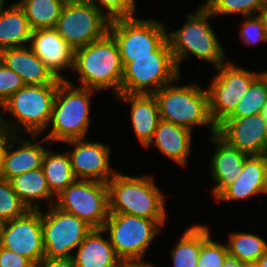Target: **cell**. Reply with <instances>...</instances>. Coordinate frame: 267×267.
<instances>
[{"label":"cell","instance_id":"obj_38","mask_svg":"<svg viewBox=\"0 0 267 267\" xmlns=\"http://www.w3.org/2000/svg\"><path fill=\"white\" fill-rule=\"evenodd\" d=\"M0 267H34V264L28 258L0 245Z\"/></svg>","mask_w":267,"mask_h":267},{"label":"cell","instance_id":"obj_15","mask_svg":"<svg viewBox=\"0 0 267 267\" xmlns=\"http://www.w3.org/2000/svg\"><path fill=\"white\" fill-rule=\"evenodd\" d=\"M84 139H73L64 143L74 148L67 151L76 179L107 183L118 171L110 166V145Z\"/></svg>","mask_w":267,"mask_h":267},{"label":"cell","instance_id":"obj_29","mask_svg":"<svg viewBox=\"0 0 267 267\" xmlns=\"http://www.w3.org/2000/svg\"><path fill=\"white\" fill-rule=\"evenodd\" d=\"M32 30L55 28L64 2L62 0H19Z\"/></svg>","mask_w":267,"mask_h":267},{"label":"cell","instance_id":"obj_24","mask_svg":"<svg viewBox=\"0 0 267 267\" xmlns=\"http://www.w3.org/2000/svg\"><path fill=\"white\" fill-rule=\"evenodd\" d=\"M102 228H93L77 248L71 261L73 267H117L122 261Z\"/></svg>","mask_w":267,"mask_h":267},{"label":"cell","instance_id":"obj_21","mask_svg":"<svg viewBox=\"0 0 267 267\" xmlns=\"http://www.w3.org/2000/svg\"><path fill=\"white\" fill-rule=\"evenodd\" d=\"M210 137V141L217 145L210 164L211 177L216 185L212 192L216 198L240 174L250 155L230 146L217 133Z\"/></svg>","mask_w":267,"mask_h":267},{"label":"cell","instance_id":"obj_2","mask_svg":"<svg viewBox=\"0 0 267 267\" xmlns=\"http://www.w3.org/2000/svg\"><path fill=\"white\" fill-rule=\"evenodd\" d=\"M96 91L76 86L68 79L59 83L49 121L51 131L45 137L47 145L85 138L90 127L91 96Z\"/></svg>","mask_w":267,"mask_h":267},{"label":"cell","instance_id":"obj_16","mask_svg":"<svg viewBox=\"0 0 267 267\" xmlns=\"http://www.w3.org/2000/svg\"><path fill=\"white\" fill-rule=\"evenodd\" d=\"M217 134L248 155L267 154V123L261 114L226 118L217 126Z\"/></svg>","mask_w":267,"mask_h":267},{"label":"cell","instance_id":"obj_27","mask_svg":"<svg viewBox=\"0 0 267 267\" xmlns=\"http://www.w3.org/2000/svg\"><path fill=\"white\" fill-rule=\"evenodd\" d=\"M211 236L208 225L195 224L186 228L180 240L171 250L174 267H196L201 245Z\"/></svg>","mask_w":267,"mask_h":267},{"label":"cell","instance_id":"obj_13","mask_svg":"<svg viewBox=\"0 0 267 267\" xmlns=\"http://www.w3.org/2000/svg\"><path fill=\"white\" fill-rule=\"evenodd\" d=\"M109 23L91 2L65 3L54 29L75 50L102 38Z\"/></svg>","mask_w":267,"mask_h":267},{"label":"cell","instance_id":"obj_45","mask_svg":"<svg viewBox=\"0 0 267 267\" xmlns=\"http://www.w3.org/2000/svg\"><path fill=\"white\" fill-rule=\"evenodd\" d=\"M64 3L90 2V0H62Z\"/></svg>","mask_w":267,"mask_h":267},{"label":"cell","instance_id":"obj_17","mask_svg":"<svg viewBox=\"0 0 267 267\" xmlns=\"http://www.w3.org/2000/svg\"><path fill=\"white\" fill-rule=\"evenodd\" d=\"M29 46L56 78L67 79L61 72L73 70L74 49L54 28L33 30Z\"/></svg>","mask_w":267,"mask_h":267},{"label":"cell","instance_id":"obj_30","mask_svg":"<svg viewBox=\"0 0 267 267\" xmlns=\"http://www.w3.org/2000/svg\"><path fill=\"white\" fill-rule=\"evenodd\" d=\"M228 254L245 263H255L267 250V242L260 236L247 232H232L226 243Z\"/></svg>","mask_w":267,"mask_h":267},{"label":"cell","instance_id":"obj_23","mask_svg":"<svg viewBox=\"0 0 267 267\" xmlns=\"http://www.w3.org/2000/svg\"><path fill=\"white\" fill-rule=\"evenodd\" d=\"M158 150L178 165L186 166L192 147V131L186 127L160 120L152 141Z\"/></svg>","mask_w":267,"mask_h":267},{"label":"cell","instance_id":"obj_43","mask_svg":"<svg viewBox=\"0 0 267 267\" xmlns=\"http://www.w3.org/2000/svg\"><path fill=\"white\" fill-rule=\"evenodd\" d=\"M257 267H267V250L255 262Z\"/></svg>","mask_w":267,"mask_h":267},{"label":"cell","instance_id":"obj_34","mask_svg":"<svg viewBox=\"0 0 267 267\" xmlns=\"http://www.w3.org/2000/svg\"><path fill=\"white\" fill-rule=\"evenodd\" d=\"M109 20L133 17L136 14L135 0H90Z\"/></svg>","mask_w":267,"mask_h":267},{"label":"cell","instance_id":"obj_18","mask_svg":"<svg viewBox=\"0 0 267 267\" xmlns=\"http://www.w3.org/2000/svg\"><path fill=\"white\" fill-rule=\"evenodd\" d=\"M19 135H14L5 149L0 166L1 178L10 180L14 176L42 167L47 149L41 143L48 140L43 138L42 141L36 142L37 135H32L33 141H28L21 139ZM16 145L18 147L14 148Z\"/></svg>","mask_w":267,"mask_h":267},{"label":"cell","instance_id":"obj_10","mask_svg":"<svg viewBox=\"0 0 267 267\" xmlns=\"http://www.w3.org/2000/svg\"><path fill=\"white\" fill-rule=\"evenodd\" d=\"M93 229L75 215L60 210L55 205L42 211V231L45 259L71 260L84 238Z\"/></svg>","mask_w":267,"mask_h":267},{"label":"cell","instance_id":"obj_25","mask_svg":"<svg viewBox=\"0 0 267 267\" xmlns=\"http://www.w3.org/2000/svg\"><path fill=\"white\" fill-rule=\"evenodd\" d=\"M5 0H0V49L26 46L30 43L32 29L18 3L4 8Z\"/></svg>","mask_w":267,"mask_h":267},{"label":"cell","instance_id":"obj_46","mask_svg":"<svg viewBox=\"0 0 267 267\" xmlns=\"http://www.w3.org/2000/svg\"><path fill=\"white\" fill-rule=\"evenodd\" d=\"M261 14H262V16L264 17V19L266 21V29H267V6L263 9Z\"/></svg>","mask_w":267,"mask_h":267},{"label":"cell","instance_id":"obj_19","mask_svg":"<svg viewBox=\"0 0 267 267\" xmlns=\"http://www.w3.org/2000/svg\"><path fill=\"white\" fill-rule=\"evenodd\" d=\"M267 188V155H250L235 180L217 197V201L230 202L265 194Z\"/></svg>","mask_w":267,"mask_h":267},{"label":"cell","instance_id":"obj_35","mask_svg":"<svg viewBox=\"0 0 267 267\" xmlns=\"http://www.w3.org/2000/svg\"><path fill=\"white\" fill-rule=\"evenodd\" d=\"M228 255L227 245L209 237L202 245L196 267H222Z\"/></svg>","mask_w":267,"mask_h":267},{"label":"cell","instance_id":"obj_11","mask_svg":"<svg viewBox=\"0 0 267 267\" xmlns=\"http://www.w3.org/2000/svg\"><path fill=\"white\" fill-rule=\"evenodd\" d=\"M208 92L209 114L216 125L222 123L235 109L251 84L264 72H252L234 63L225 62L216 68Z\"/></svg>","mask_w":267,"mask_h":267},{"label":"cell","instance_id":"obj_1","mask_svg":"<svg viewBox=\"0 0 267 267\" xmlns=\"http://www.w3.org/2000/svg\"><path fill=\"white\" fill-rule=\"evenodd\" d=\"M73 70L79 74V86L97 91L112 88L114 96L120 94L123 65L117 43L109 32L74 50Z\"/></svg>","mask_w":267,"mask_h":267},{"label":"cell","instance_id":"obj_41","mask_svg":"<svg viewBox=\"0 0 267 267\" xmlns=\"http://www.w3.org/2000/svg\"><path fill=\"white\" fill-rule=\"evenodd\" d=\"M117 267H154L152 263L143 261H121Z\"/></svg>","mask_w":267,"mask_h":267},{"label":"cell","instance_id":"obj_12","mask_svg":"<svg viewBox=\"0 0 267 267\" xmlns=\"http://www.w3.org/2000/svg\"><path fill=\"white\" fill-rule=\"evenodd\" d=\"M54 205L93 228H103L109 214L108 185L100 181L76 179L56 196Z\"/></svg>","mask_w":267,"mask_h":267},{"label":"cell","instance_id":"obj_26","mask_svg":"<svg viewBox=\"0 0 267 267\" xmlns=\"http://www.w3.org/2000/svg\"><path fill=\"white\" fill-rule=\"evenodd\" d=\"M13 191L29 210H40L39 201L48 200L54 205L56 196L50 191L44 171L41 168L27 171L10 179Z\"/></svg>","mask_w":267,"mask_h":267},{"label":"cell","instance_id":"obj_7","mask_svg":"<svg viewBox=\"0 0 267 267\" xmlns=\"http://www.w3.org/2000/svg\"><path fill=\"white\" fill-rule=\"evenodd\" d=\"M180 78L166 39L152 57L131 58V62L123 67L120 93L154 94Z\"/></svg>","mask_w":267,"mask_h":267},{"label":"cell","instance_id":"obj_14","mask_svg":"<svg viewBox=\"0 0 267 267\" xmlns=\"http://www.w3.org/2000/svg\"><path fill=\"white\" fill-rule=\"evenodd\" d=\"M0 245L28 258L34 265L44 258L42 209L4 223Z\"/></svg>","mask_w":267,"mask_h":267},{"label":"cell","instance_id":"obj_33","mask_svg":"<svg viewBox=\"0 0 267 267\" xmlns=\"http://www.w3.org/2000/svg\"><path fill=\"white\" fill-rule=\"evenodd\" d=\"M28 210L13 191L10 180L0 177V218L7 222L24 215Z\"/></svg>","mask_w":267,"mask_h":267},{"label":"cell","instance_id":"obj_47","mask_svg":"<svg viewBox=\"0 0 267 267\" xmlns=\"http://www.w3.org/2000/svg\"><path fill=\"white\" fill-rule=\"evenodd\" d=\"M244 267H257V264L253 262H248V263L244 262Z\"/></svg>","mask_w":267,"mask_h":267},{"label":"cell","instance_id":"obj_9","mask_svg":"<svg viewBox=\"0 0 267 267\" xmlns=\"http://www.w3.org/2000/svg\"><path fill=\"white\" fill-rule=\"evenodd\" d=\"M164 25V22L135 16L110 20L108 32L117 43L123 67L131 62V58L153 56L167 39Z\"/></svg>","mask_w":267,"mask_h":267},{"label":"cell","instance_id":"obj_22","mask_svg":"<svg viewBox=\"0 0 267 267\" xmlns=\"http://www.w3.org/2000/svg\"><path fill=\"white\" fill-rule=\"evenodd\" d=\"M115 98L130 105L132 129L138 141L146 148L152 141L161 120L155 96L153 94L120 93Z\"/></svg>","mask_w":267,"mask_h":267},{"label":"cell","instance_id":"obj_48","mask_svg":"<svg viewBox=\"0 0 267 267\" xmlns=\"http://www.w3.org/2000/svg\"><path fill=\"white\" fill-rule=\"evenodd\" d=\"M4 223H5V221L0 218V238H1V233L3 230Z\"/></svg>","mask_w":267,"mask_h":267},{"label":"cell","instance_id":"obj_31","mask_svg":"<svg viewBox=\"0 0 267 267\" xmlns=\"http://www.w3.org/2000/svg\"><path fill=\"white\" fill-rule=\"evenodd\" d=\"M267 103V70L251 84L241 97L234 111L227 118H242L254 114H261Z\"/></svg>","mask_w":267,"mask_h":267},{"label":"cell","instance_id":"obj_44","mask_svg":"<svg viewBox=\"0 0 267 267\" xmlns=\"http://www.w3.org/2000/svg\"><path fill=\"white\" fill-rule=\"evenodd\" d=\"M261 115L263 117V119L266 121L267 123V103L264 105L263 109H262V112H261Z\"/></svg>","mask_w":267,"mask_h":267},{"label":"cell","instance_id":"obj_36","mask_svg":"<svg viewBox=\"0 0 267 267\" xmlns=\"http://www.w3.org/2000/svg\"><path fill=\"white\" fill-rule=\"evenodd\" d=\"M243 21L242 29L240 30V37L246 44L256 45L260 41H267L266 21L262 14L246 16Z\"/></svg>","mask_w":267,"mask_h":267},{"label":"cell","instance_id":"obj_8","mask_svg":"<svg viewBox=\"0 0 267 267\" xmlns=\"http://www.w3.org/2000/svg\"><path fill=\"white\" fill-rule=\"evenodd\" d=\"M165 220L109 213L102 229L108 233L109 241L122 261H143Z\"/></svg>","mask_w":267,"mask_h":267},{"label":"cell","instance_id":"obj_28","mask_svg":"<svg viewBox=\"0 0 267 267\" xmlns=\"http://www.w3.org/2000/svg\"><path fill=\"white\" fill-rule=\"evenodd\" d=\"M42 169L50 191L55 196L59 195L76 180L67 152L61 154L47 149L43 157Z\"/></svg>","mask_w":267,"mask_h":267},{"label":"cell","instance_id":"obj_6","mask_svg":"<svg viewBox=\"0 0 267 267\" xmlns=\"http://www.w3.org/2000/svg\"><path fill=\"white\" fill-rule=\"evenodd\" d=\"M153 95L158 102L161 120L191 131L196 126H209L212 135L217 133L209 114L208 92L198 84L175 86L170 83Z\"/></svg>","mask_w":267,"mask_h":267},{"label":"cell","instance_id":"obj_42","mask_svg":"<svg viewBox=\"0 0 267 267\" xmlns=\"http://www.w3.org/2000/svg\"><path fill=\"white\" fill-rule=\"evenodd\" d=\"M222 267H244V262L240 261L237 257L228 254Z\"/></svg>","mask_w":267,"mask_h":267},{"label":"cell","instance_id":"obj_4","mask_svg":"<svg viewBox=\"0 0 267 267\" xmlns=\"http://www.w3.org/2000/svg\"><path fill=\"white\" fill-rule=\"evenodd\" d=\"M211 17L214 15L202 4L196 9V13L186 15L187 21L182 27L167 32V40L179 73L180 63L191 54L211 63L215 69L226 62L224 48L208 21Z\"/></svg>","mask_w":267,"mask_h":267},{"label":"cell","instance_id":"obj_3","mask_svg":"<svg viewBox=\"0 0 267 267\" xmlns=\"http://www.w3.org/2000/svg\"><path fill=\"white\" fill-rule=\"evenodd\" d=\"M109 213L166 219L165 196L148 175L128 176L118 171L108 182Z\"/></svg>","mask_w":267,"mask_h":267},{"label":"cell","instance_id":"obj_20","mask_svg":"<svg viewBox=\"0 0 267 267\" xmlns=\"http://www.w3.org/2000/svg\"><path fill=\"white\" fill-rule=\"evenodd\" d=\"M1 61L15 71L25 85L59 84L62 81L53 75L27 45L1 50Z\"/></svg>","mask_w":267,"mask_h":267},{"label":"cell","instance_id":"obj_5","mask_svg":"<svg viewBox=\"0 0 267 267\" xmlns=\"http://www.w3.org/2000/svg\"><path fill=\"white\" fill-rule=\"evenodd\" d=\"M58 85H25L19 89L1 106L3 113L8 112L14 116L16 125L15 122L6 119L2 112L1 124L15 135H18V133L24 134V131L31 136L40 135L49 127Z\"/></svg>","mask_w":267,"mask_h":267},{"label":"cell","instance_id":"obj_39","mask_svg":"<svg viewBox=\"0 0 267 267\" xmlns=\"http://www.w3.org/2000/svg\"><path fill=\"white\" fill-rule=\"evenodd\" d=\"M14 135L15 134L4 125L0 126V166L2 163V158L4 156L5 149Z\"/></svg>","mask_w":267,"mask_h":267},{"label":"cell","instance_id":"obj_32","mask_svg":"<svg viewBox=\"0 0 267 267\" xmlns=\"http://www.w3.org/2000/svg\"><path fill=\"white\" fill-rule=\"evenodd\" d=\"M214 16L259 15L267 6V0H206L203 4Z\"/></svg>","mask_w":267,"mask_h":267},{"label":"cell","instance_id":"obj_37","mask_svg":"<svg viewBox=\"0 0 267 267\" xmlns=\"http://www.w3.org/2000/svg\"><path fill=\"white\" fill-rule=\"evenodd\" d=\"M24 86L22 78L0 60V106Z\"/></svg>","mask_w":267,"mask_h":267},{"label":"cell","instance_id":"obj_40","mask_svg":"<svg viewBox=\"0 0 267 267\" xmlns=\"http://www.w3.org/2000/svg\"><path fill=\"white\" fill-rule=\"evenodd\" d=\"M34 267H73L71 260L45 259L36 263Z\"/></svg>","mask_w":267,"mask_h":267}]
</instances>
